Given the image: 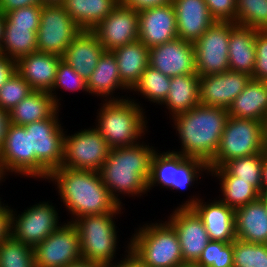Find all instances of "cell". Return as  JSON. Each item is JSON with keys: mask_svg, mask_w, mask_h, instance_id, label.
<instances>
[{"mask_svg": "<svg viewBox=\"0 0 267 267\" xmlns=\"http://www.w3.org/2000/svg\"><path fill=\"white\" fill-rule=\"evenodd\" d=\"M47 179L57 184L61 201L74 217L70 222L88 215L115 213L123 206L108 191L100 172L59 167Z\"/></svg>", "mask_w": 267, "mask_h": 267, "instance_id": "cell-1", "label": "cell"}, {"mask_svg": "<svg viewBox=\"0 0 267 267\" xmlns=\"http://www.w3.org/2000/svg\"><path fill=\"white\" fill-rule=\"evenodd\" d=\"M228 117V110L202 104L176 115L172 120L175 121L182 150L172 152L209 164L218 150Z\"/></svg>", "mask_w": 267, "mask_h": 267, "instance_id": "cell-2", "label": "cell"}, {"mask_svg": "<svg viewBox=\"0 0 267 267\" xmlns=\"http://www.w3.org/2000/svg\"><path fill=\"white\" fill-rule=\"evenodd\" d=\"M153 148L149 144L143 145V142H139L132 146L110 149L99 172L108 191L120 205V194L141 197L143 193L148 192L151 160L156 152Z\"/></svg>", "mask_w": 267, "mask_h": 267, "instance_id": "cell-3", "label": "cell"}, {"mask_svg": "<svg viewBox=\"0 0 267 267\" xmlns=\"http://www.w3.org/2000/svg\"><path fill=\"white\" fill-rule=\"evenodd\" d=\"M100 108L96 129L110 148L138 144L147 130L143 108L133 99L105 100ZM146 122V124H145Z\"/></svg>", "mask_w": 267, "mask_h": 267, "instance_id": "cell-4", "label": "cell"}, {"mask_svg": "<svg viewBox=\"0 0 267 267\" xmlns=\"http://www.w3.org/2000/svg\"><path fill=\"white\" fill-rule=\"evenodd\" d=\"M139 228L131 237L130 252L147 267H185L175 229L167 222Z\"/></svg>", "mask_w": 267, "mask_h": 267, "instance_id": "cell-5", "label": "cell"}, {"mask_svg": "<svg viewBox=\"0 0 267 267\" xmlns=\"http://www.w3.org/2000/svg\"><path fill=\"white\" fill-rule=\"evenodd\" d=\"M266 131V123L260 120L229 116L208 167L217 168L229 160L264 152Z\"/></svg>", "mask_w": 267, "mask_h": 267, "instance_id": "cell-6", "label": "cell"}, {"mask_svg": "<svg viewBox=\"0 0 267 267\" xmlns=\"http://www.w3.org/2000/svg\"><path fill=\"white\" fill-rule=\"evenodd\" d=\"M121 208L115 213L88 215L73 221L80 239L82 259L106 267L113 264L118 238L113 218L120 214Z\"/></svg>", "mask_w": 267, "mask_h": 267, "instance_id": "cell-7", "label": "cell"}, {"mask_svg": "<svg viewBox=\"0 0 267 267\" xmlns=\"http://www.w3.org/2000/svg\"><path fill=\"white\" fill-rule=\"evenodd\" d=\"M110 149L96 128L84 129L71 136L65 134L61 167L99 172Z\"/></svg>", "mask_w": 267, "mask_h": 267, "instance_id": "cell-8", "label": "cell"}, {"mask_svg": "<svg viewBox=\"0 0 267 267\" xmlns=\"http://www.w3.org/2000/svg\"><path fill=\"white\" fill-rule=\"evenodd\" d=\"M81 31L62 5H43L37 31V51L62 57Z\"/></svg>", "mask_w": 267, "mask_h": 267, "instance_id": "cell-9", "label": "cell"}, {"mask_svg": "<svg viewBox=\"0 0 267 267\" xmlns=\"http://www.w3.org/2000/svg\"><path fill=\"white\" fill-rule=\"evenodd\" d=\"M230 22L215 23L193 44L195 70L201 75L219 74L229 70Z\"/></svg>", "mask_w": 267, "mask_h": 267, "instance_id": "cell-10", "label": "cell"}, {"mask_svg": "<svg viewBox=\"0 0 267 267\" xmlns=\"http://www.w3.org/2000/svg\"><path fill=\"white\" fill-rule=\"evenodd\" d=\"M0 160L5 172H15L33 178L47 179L50 172L31 152L30 132L24 126L10 124L5 143L0 150Z\"/></svg>", "mask_w": 267, "mask_h": 267, "instance_id": "cell-11", "label": "cell"}, {"mask_svg": "<svg viewBox=\"0 0 267 267\" xmlns=\"http://www.w3.org/2000/svg\"><path fill=\"white\" fill-rule=\"evenodd\" d=\"M33 251L36 267H66L80 260V239L73 222L62 223Z\"/></svg>", "mask_w": 267, "mask_h": 267, "instance_id": "cell-12", "label": "cell"}, {"mask_svg": "<svg viewBox=\"0 0 267 267\" xmlns=\"http://www.w3.org/2000/svg\"><path fill=\"white\" fill-rule=\"evenodd\" d=\"M14 213L11 209L10 235L33 248L61 225L58 212L48 202L37 203L18 216Z\"/></svg>", "mask_w": 267, "mask_h": 267, "instance_id": "cell-13", "label": "cell"}, {"mask_svg": "<svg viewBox=\"0 0 267 267\" xmlns=\"http://www.w3.org/2000/svg\"><path fill=\"white\" fill-rule=\"evenodd\" d=\"M58 112L57 109L47 119L24 125L30 132L31 152L49 172L61 167L63 160L65 133L58 122Z\"/></svg>", "mask_w": 267, "mask_h": 267, "instance_id": "cell-14", "label": "cell"}, {"mask_svg": "<svg viewBox=\"0 0 267 267\" xmlns=\"http://www.w3.org/2000/svg\"><path fill=\"white\" fill-rule=\"evenodd\" d=\"M176 231L183 261L194 265L210 241L202 219L192 208H176L167 221Z\"/></svg>", "mask_w": 267, "mask_h": 267, "instance_id": "cell-15", "label": "cell"}, {"mask_svg": "<svg viewBox=\"0 0 267 267\" xmlns=\"http://www.w3.org/2000/svg\"><path fill=\"white\" fill-rule=\"evenodd\" d=\"M92 32L105 50H113L139 40L138 11L118 4Z\"/></svg>", "mask_w": 267, "mask_h": 267, "instance_id": "cell-16", "label": "cell"}, {"mask_svg": "<svg viewBox=\"0 0 267 267\" xmlns=\"http://www.w3.org/2000/svg\"><path fill=\"white\" fill-rule=\"evenodd\" d=\"M199 80L200 104L228 110L251 80V76L227 70L219 74L201 75Z\"/></svg>", "mask_w": 267, "mask_h": 267, "instance_id": "cell-17", "label": "cell"}, {"mask_svg": "<svg viewBox=\"0 0 267 267\" xmlns=\"http://www.w3.org/2000/svg\"><path fill=\"white\" fill-rule=\"evenodd\" d=\"M191 197L179 208H192L202 219L210 241L233 242L235 233V210L220 200L211 203Z\"/></svg>", "mask_w": 267, "mask_h": 267, "instance_id": "cell-18", "label": "cell"}, {"mask_svg": "<svg viewBox=\"0 0 267 267\" xmlns=\"http://www.w3.org/2000/svg\"><path fill=\"white\" fill-rule=\"evenodd\" d=\"M149 66L169 77L196 73L194 44L177 38L151 47Z\"/></svg>", "mask_w": 267, "mask_h": 267, "instance_id": "cell-19", "label": "cell"}, {"mask_svg": "<svg viewBox=\"0 0 267 267\" xmlns=\"http://www.w3.org/2000/svg\"><path fill=\"white\" fill-rule=\"evenodd\" d=\"M139 40L149 49L178 38L173 3L138 11Z\"/></svg>", "mask_w": 267, "mask_h": 267, "instance_id": "cell-20", "label": "cell"}, {"mask_svg": "<svg viewBox=\"0 0 267 267\" xmlns=\"http://www.w3.org/2000/svg\"><path fill=\"white\" fill-rule=\"evenodd\" d=\"M61 60L62 57L59 55L35 51L16 61V71L33 90L49 93Z\"/></svg>", "mask_w": 267, "mask_h": 267, "instance_id": "cell-21", "label": "cell"}, {"mask_svg": "<svg viewBox=\"0 0 267 267\" xmlns=\"http://www.w3.org/2000/svg\"><path fill=\"white\" fill-rule=\"evenodd\" d=\"M178 38L194 43L214 23L204 0H172Z\"/></svg>", "mask_w": 267, "mask_h": 267, "instance_id": "cell-22", "label": "cell"}, {"mask_svg": "<svg viewBox=\"0 0 267 267\" xmlns=\"http://www.w3.org/2000/svg\"><path fill=\"white\" fill-rule=\"evenodd\" d=\"M104 50L92 31L83 30L69 44L62 60L87 81Z\"/></svg>", "mask_w": 267, "mask_h": 267, "instance_id": "cell-23", "label": "cell"}, {"mask_svg": "<svg viewBox=\"0 0 267 267\" xmlns=\"http://www.w3.org/2000/svg\"><path fill=\"white\" fill-rule=\"evenodd\" d=\"M256 32L254 28L230 22L229 70L252 75L256 60Z\"/></svg>", "mask_w": 267, "mask_h": 267, "instance_id": "cell-24", "label": "cell"}, {"mask_svg": "<svg viewBox=\"0 0 267 267\" xmlns=\"http://www.w3.org/2000/svg\"><path fill=\"white\" fill-rule=\"evenodd\" d=\"M235 233L242 241L267 244V213L259 199L235 209Z\"/></svg>", "mask_w": 267, "mask_h": 267, "instance_id": "cell-25", "label": "cell"}, {"mask_svg": "<svg viewBox=\"0 0 267 267\" xmlns=\"http://www.w3.org/2000/svg\"><path fill=\"white\" fill-rule=\"evenodd\" d=\"M112 51L116 56L120 80L129 91H132L149 66V48L137 40Z\"/></svg>", "mask_w": 267, "mask_h": 267, "instance_id": "cell-26", "label": "cell"}, {"mask_svg": "<svg viewBox=\"0 0 267 267\" xmlns=\"http://www.w3.org/2000/svg\"><path fill=\"white\" fill-rule=\"evenodd\" d=\"M229 116L267 123V82L251 80L228 108Z\"/></svg>", "mask_w": 267, "mask_h": 267, "instance_id": "cell-27", "label": "cell"}, {"mask_svg": "<svg viewBox=\"0 0 267 267\" xmlns=\"http://www.w3.org/2000/svg\"><path fill=\"white\" fill-rule=\"evenodd\" d=\"M87 88L89 93L105 97L106 100H118L119 97L113 95L116 89L129 90L120 80L116 56L112 50H104L102 53L96 68L87 80Z\"/></svg>", "mask_w": 267, "mask_h": 267, "instance_id": "cell-28", "label": "cell"}, {"mask_svg": "<svg viewBox=\"0 0 267 267\" xmlns=\"http://www.w3.org/2000/svg\"><path fill=\"white\" fill-rule=\"evenodd\" d=\"M172 114L190 111L200 104V80L197 73L171 77L170 90L162 103Z\"/></svg>", "mask_w": 267, "mask_h": 267, "instance_id": "cell-29", "label": "cell"}, {"mask_svg": "<svg viewBox=\"0 0 267 267\" xmlns=\"http://www.w3.org/2000/svg\"><path fill=\"white\" fill-rule=\"evenodd\" d=\"M119 4V0H63L62 6L85 31H92Z\"/></svg>", "mask_w": 267, "mask_h": 267, "instance_id": "cell-30", "label": "cell"}, {"mask_svg": "<svg viewBox=\"0 0 267 267\" xmlns=\"http://www.w3.org/2000/svg\"><path fill=\"white\" fill-rule=\"evenodd\" d=\"M59 107L50 93L33 90L18 105L9 111L10 123L24 126L49 118Z\"/></svg>", "mask_w": 267, "mask_h": 267, "instance_id": "cell-31", "label": "cell"}, {"mask_svg": "<svg viewBox=\"0 0 267 267\" xmlns=\"http://www.w3.org/2000/svg\"><path fill=\"white\" fill-rule=\"evenodd\" d=\"M37 31L31 30V26L15 25L5 15L0 53L17 61L20 57L37 51Z\"/></svg>", "mask_w": 267, "mask_h": 267, "instance_id": "cell-32", "label": "cell"}, {"mask_svg": "<svg viewBox=\"0 0 267 267\" xmlns=\"http://www.w3.org/2000/svg\"><path fill=\"white\" fill-rule=\"evenodd\" d=\"M209 172L221 179L223 199L220 201L230 208L235 210L259 199L260 193L250 183L230 175L222 166L209 168Z\"/></svg>", "mask_w": 267, "mask_h": 267, "instance_id": "cell-33", "label": "cell"}, {"mask_svg": "<svg viewBox=\"0 0 267 267\" xmlns=\"http://www.w3.org/2000/svg\"><path fill=\"white\" fill-rule=\"evenodd\" d=\"M265 158V154L262 152L229 160L222 167L230 175L250 183L261 194V175Z\"/></svg>", "mask_w": 267, "mask_h": 267, "instance_id": "cell-34", "label": "cell"}, {"mask_svg": "<svg viewBox=\"0 0 267 267\" xmlns=\"http://www.w3.org/2000/svg\"><path fill=\"white\" fill-rule=\"evenodd\" d=\"M170 82L171 77L148 66L132 90L140 92L148 101L162 105L170 90Z\"/></svg>", "mask_w": 267, "mask_h": 267, "instance_id": "cell-35", "label": "cell"}, {"mask_svg": "<svg viewBox=\"0 0 267 267\" xmlns=\"http://www.w3.org/2000/svg\"><path fill=\"white\" fill-rule=\"evenodd\" d=\"M176 177V153L157 151L153 154L151 160L150 176L147 182L148 191L156 186H163L167 189H173Z\"/></svg>", "mask_w": 267, "mask_h": 267, "instance_id": "cell-36", "label": "cell"}, {"mask_svg": "<svg viewBox=\"0 0 267 267\" xmlns=\"http://www.w3.org/2000/svg\"><path fill=\"white\" fill-rule=\"evenodd\" d=\"M0 267H36L33 247L10 235L0 243Z\"/></svg>", "mask_w": 267, "mask_h": 267, "instance_id": "cell-37", "label": "cell"}, {"mask_svg": "<svg viewBox=\"0 0 267 267\" xmlns=\"http://www.w3.org/2000/svg\"><path fill=\"white\" fill-rule=\"evenodd\" d=\"M235 23L267 30V0H236Z\"/></svg>", "mask_w": 267, "mask_h": 267, "instance_id": "cell-38", "label": "cell"}, {"mask_svg": "<svg viewBox=\"0 0 267 267\" xmlns=\"http://www.w3.org/2000/svg\"><path fill=\"white\" fill-rule=\"evenodd\" d=\"M233 267H267V244L233 241Z\"/></svg>", "mask_w": 267, "mask_h": 267, "instance_id": "cell-39", "label": "cell"}, {"mask_svg": "<svg viewBox=\"0 0 267 267\" xmlns=\"http://www.w3.org/2000/svg\"><path fill=\"white\" fill-rule=\"evenodd\" d=\"M233 242L209 241L194 267H233Z\"/></svg>", "mask_w": 267, "mask_h": 267, "instance_id": "cell-40", "label": "cell"}, {"mask_svg": "<svg viewBox=\"0 0 267 267\" xmlns=\"http://www.w3.org/2000/svg\"><path fill=\"white\" fill-rule=\"evenodd\" d=\"M207 170L209 173L208 164L197 158L185 157L182 154L176 153V177L173 189L186 190L187 187L194 184L201 172Z\"/></svg>", "mask_w": 267, "mask_h": 267, "instance_id": "cell-41", "label": "cell"}, {"mask_svg": "<svg viewBox=\"0 0 267 267\" xmlns=\"http://www.w3.org/2000/svg\"><path fill=\"white\" fill-rule=\"evenodd\" d=\"M32 91L31 86L16 71L0 88V107L11 111Z\"/></svg>", "mask_w": 267, "mask_h": 267, "instance_id": "cell-42", "label": "cell"}, {"mask_svg": "<svg viewBox=\"0 0 267 267\" xmlns=\"http://www.w3.org/2000/svg\"><path fill=\"white\" fill-rule=\"evenodd\" d=\"M56 88H63L69 91L84 90L89 92L87 88V81L63 60H61L58 64L55 82L52 90L49 92L54 100V103L59 107V99L56 97L57 95L53 93Z\"/></svg>", "mask_w": 267, "mask_h": 267, "instance_id": "cell-43", "label": "cell"}, {"mask_svg": "<svg viewBox=\"0 0 267 267\" xmlns=\"http://www.w3.org/2000/svg\"><path fill=\"white\" fill-rule=\"evenodd\" d=\"M255 49L256 60L251 78L267 82V30H257Z\"/></svg>", "mask_w": 267, "mask_h": 267, "instance_id": "cell-44", "label": "cell"}, {"mask_svg": "<svg viewBox=\"0 0 267 267\" xmlns=\"http://www.w3.org/2000/svg\"><path fill=\"white\" fill-rule=\"evenodd\" d=\"M42 6V4L26 6L12 10L5 15L15 25L31 26V30H38Z\"/></svg>", "mask_w": 267, "mask_h": 267, "instance_id": "cell-45", "label": "cell"}, {"mask_svg": "<svg viewBox=\"0 0 267 267\" xmlns=\"http://www.w3.org/2000/svg\"><path fill=\"white\" fill-rule=\"evenodd\" d=\"M215 21L233 22L236 16V0H204Z\"/></svg>", "mask_w": 267, "mask_h": 267, "instance_id": "cell-46", "label": "cell"}, {"mask_svg": "<svg viewBox=\"0 0 267 267\" xmlns=\"http://www.w3.org/2000/svg\"><path fill=\"white\" fill-rule=\"evenodd\" d=\"M119 3L136 11L159 7L172 3V0H119Z\"/></svg>", "mask_w": 267, "mask_h": 267, "instance_id": "cell-47", "label": "cell"}, {"mask_svg": "<svg viewBox=\"0 0 267 267\" xmlns=\"http://www.w3.org/2000/svg\"><path fill=\"white\" fill-rule=\"evenodd\" d=\"M16 72V60L0 53V88Z\"/></svg>", "mask_w": 267, "mask_h": 267, "instance_id": "cell-48", "label": "cell"}, {"mask_svg": "<svg viewBox=\"0 0 267 267\" xmlns=\"http://www.w3.org/2000/svg\"><path fill=\"white\" fill-rule=\"evenodd\" d=\"M41 4L40 0H0V11L6 14L18 8Z\"/></svg>", "mask_w": 267, "mask_h": 267, "instance_id": "cell-49", "label": "cell"}, {"mask_svg": "<svg viewBox=\"0 0 267 267\" xmlns=\"http://www.w3.org/2000/svg\"><path fill=\"white\" fill-rule=\"evenodd\" d=\"M11 229V208L6 206L0 212V243L10 236Z\"/></svg>", "mask_w": 267, "mask_h": 267, "instance_id": "cell-50", "label": "cell"}, {"mask_svg": "<svg viewBox=\"0 0 267 267\" xmlns=\"http://www.w3.org/2000/svg\"><path fill=\"white\" fill-rule=\"evenodd\" d=\"M9 111L0 107V150L3 148L10 125Z\"/></svg>", "mask_w": 267, "mask_h": 267, "instance_id": "cell-51", "label": "cell"}, {"mask_svg": "<svg viewBox=\"0 0 267 267\" xmlns=\"http://www.w3.org/2000/svg\"><path fill=\"white\" fill-rule=\"evenodd\" d=\"M128 250L125 258L123 260H120V262L113 263L108 267H147L143 265L131 252H130V244H128Z\"/></svg>", "mask_w": 267, "mask_h": 267, "instance_id": "cell-52", "label": "cell"}, {"mask_svg": "<svg viewBox=\"0 0 267 267\" xmlns=\"http://www.w3.org/2000/svg\"><path fill=\"white\" fill-rule=\"evenodd\" d=\"M66 267H106L105 265L97 262H90L85 259H80L76 262L70 263Z\"/></svg>", "mask_w": 267, "mask_h": 267, "instance_id": "cell-53", "label": "cell"}, {"mask_svg": "<svg viewBox=\"0 0 267 267\" xmlns=\"http://www.w3.org/2000/svg\"><path fill=\"white\" fill-rule=\"evenodd\" d=\"M261 182H262V193H267V159L266 158L263 162Z\"/></svg>", "mask_w": 267, "mask_h": 267, "instance_id": "cell-54", "label": "cell"}, {"mask_svg": "<svg viewBox=\"0 0 267 267\" xmlns=\"http://www.w3.org/2000/svg\"><path fill=\"white\" fill-rule=\"evenodd\" d=\"M4 25H5V14L2 11H0V48L3 42Z\"/></svg>", "mask_w": 267, "mask_h": 267, "instance_id": "cell-55", "label": "cell"}, {"mask_svg": "<svg viewBox=\"0 0 267 267\" xmlns=\"http://www.w3.org/2000/svg\"><path fill=\"white\" fill-rule=\"evenodd\" d=\"M42 5H61L63 0H40Z\"/></svg>", "mask_w": 267, "mask_h": 267, "instance_id": "cell-56", "label": "cell"}, {"mask_svg": "<svg viewBox=\"0 0 267 267\" xmlns=\"http://www.w3.org/2000/svg\"><path fill=\"white\" fill-rule=\"evenodd\" d=\"M259 200L264 204V208H265L266 213H267V193H261Z\"/></svg>", "mask_w": 267, "mask_h": 267, "instance_id": "cell-57", "label": "cell"}, {"mask_svg": "<svg viewBox=\"0 0 267 267\" xmlns=\"http://www.w3.org/2000/svg\"><path fill=\"white\" fill-rule=\"evenodd\" d=\"M5 174H6V172H5L4 168H3L2 161L0 160V182L5 177Z\"/></svg>", "mask_w": 267, "mask_h": 267, "instance_id": "cell-58", "label": "cell"}, {"mask_svg": "<svg viewBox=\"0 0 267 267\" xmlns=\"http://www.w3.org/2000/svg\"><path fill=\"white\" fill-rule=\"evenodd\" d=\"M264 154L267 159V132L265 134V142H264Z\"/></svg>", "mask_w": 267, "mask_h": 267, "instance_id": "cell-59", "label": "cell"}, {"mask_svg": "<svg viewBox=\"0 0 267 267\" xmlns=\"http://www.w3.org/2000/svg\"><path fill=\"white\" fill-rule=\"evenodd\" d=\"M2 200V199H0ZM3 205V206H2ZM6 207V205L4 206V204H1V201H0V212Z\"/></svg>", "mask_w": 267, "mask_h": 267, "instance_id": "cell-60", "label": "cell"}]
</instances>
